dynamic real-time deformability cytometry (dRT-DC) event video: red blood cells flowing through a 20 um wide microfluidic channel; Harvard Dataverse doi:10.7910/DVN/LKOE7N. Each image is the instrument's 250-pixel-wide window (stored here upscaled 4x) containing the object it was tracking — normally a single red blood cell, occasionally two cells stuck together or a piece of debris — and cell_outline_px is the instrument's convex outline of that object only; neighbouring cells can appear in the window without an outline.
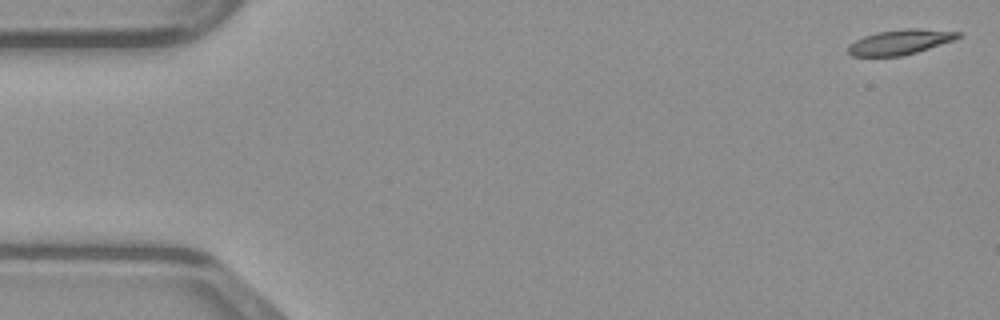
{"species": "common noctule bat (a hibernating species)", "species_latin": "Nyctalus noctula", "temperature_condition": "warm", "stored_images_in_passage": 48, "camera_frame_rate_fps": 3000, "um_per_image_px": 0.085, "animal": {"sex": "male", "body_mass_g": 23.1, "forearm_length_mm": 52.7}, "frame": {"image": 1, "passage_image": 1, "time_ms": 0.0, "image_size_px": [1000, 320], "cell_outline_px": [[964, 32], [956, 40], [916, 52], [900, 56], [852, 56], [848, 52], [848, 44], [864, 36], [876, 32], [904, 28], [920, 28]], "centroid_in_image_um": [76.55, 3.56], "position_along_channel_um": 8.5, "area_um2": 16.18}}
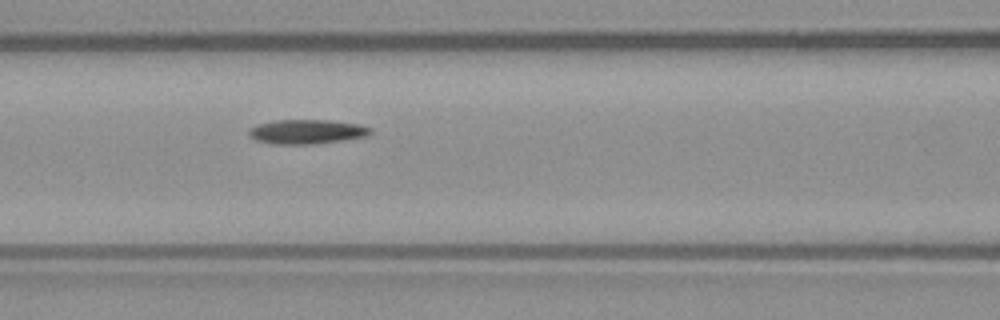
{"frame": {"image": 2, "passage_image": 20, "time_ms": 6.333, "image_size_px": [1000, 320], "cell_outline_px": [[372, 132], [368, 136], [344, 140], [316, 144], [272, 144], [256, 140], [248, 136], [248, 128], [256, 124], [276, 120], [328, 120], [360, 124], [372, 128]], "centroid_in_image_um": [26.07, 11.19], "position_along_channel_um": 140.5, "area_um2": 17.57}}
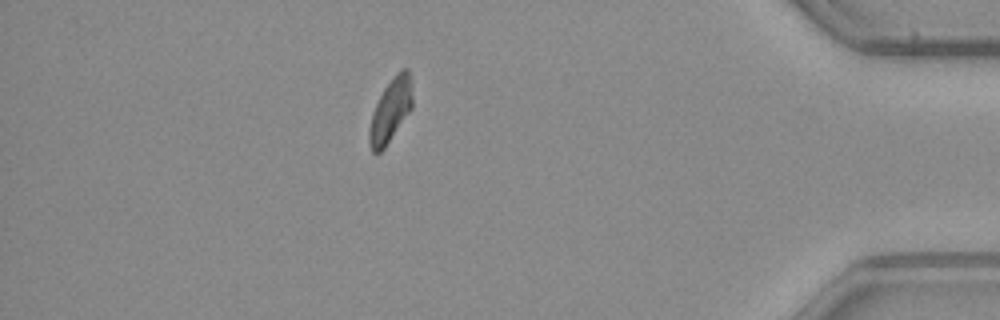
{"frame": {"image": 3, "passage_image": 42, "time_ms": 13.667, "image_size_px": [1000, 320], "cell_outline_px": [[412, 108], [384, 148], [380, 152], [372, 152], [368, 144], [368, 132], [372, 112], [384, 88], [392, 76], [400, 68], [408, 68], [412, 96]], "centroid_in_image_um": [33.17, 9.37], "position_along_channel_um": 402.0, "area_um2": 15.9}}